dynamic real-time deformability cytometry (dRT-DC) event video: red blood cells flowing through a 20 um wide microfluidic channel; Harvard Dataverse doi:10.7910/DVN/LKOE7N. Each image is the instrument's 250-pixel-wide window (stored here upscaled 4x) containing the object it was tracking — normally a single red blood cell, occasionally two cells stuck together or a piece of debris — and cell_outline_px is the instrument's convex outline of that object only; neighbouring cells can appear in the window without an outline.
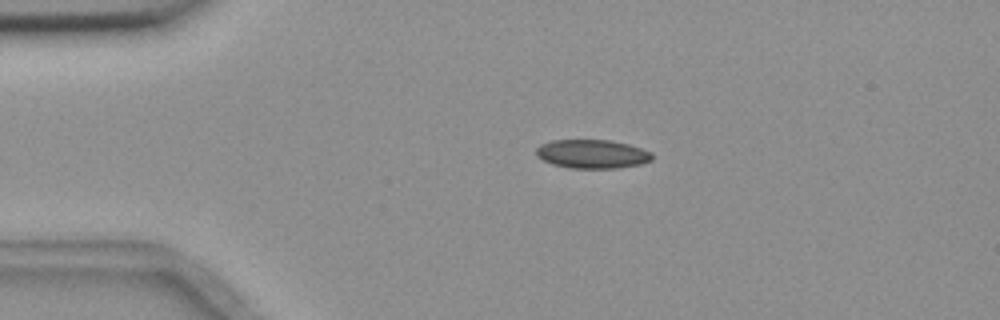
{"species": "common noctule bat (a hibernating species)", "species_latin": "Nyctalus noctula", "temperature_condition": "room temperature", "stored_images_in_passage": 6, "camera_frame_rate_fps": 3000, "um_per_image_px": 0.085, "animal": {"sex": "female", "body_mass_g": 18.4}, "frame": {"image": 1, "passage_image": 2, "time_ms": 2.333, "image_size_px": [1000, 320], "cell_outline_px": [[652, 160], [640, 164], [616, 168], [572, 168], [552, 164], [536, 156], [536, 148], [540, 144], [552, 140], [612, 140], [628, 144], [652, 152]], "centroid_in_image_um": [50.33, 13.08], "position_along_channel_um": 34.7, "area_um2": 19.42}}
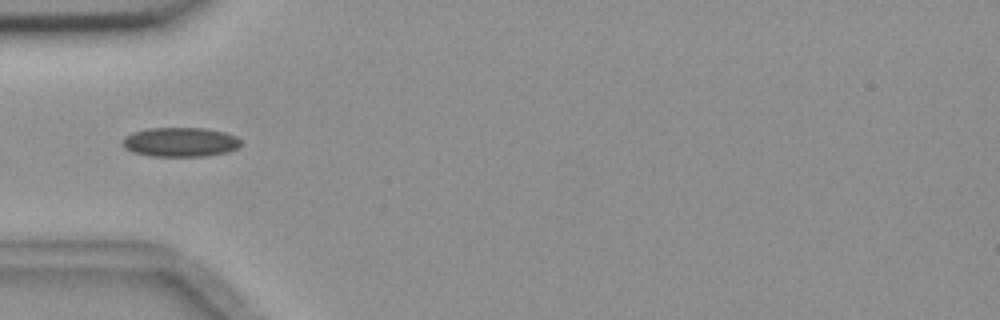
{"frame": {"image": 2, "passage_image": 4, "time_ms": 4.333, "image_size_px": [1000, 320], "cell_outline_px": [[240, 144], [236, 148], [228, 152], [204, 156], [152, 156], [132, 152], [124, 148], [124, 136], [132, 132], [148, 128], [204, 128], [224, 132], [236, 136], [240, 140]], "centroid_in_image_um": [15.31, 12.07], "position_along_channel_um": 69.7, "area_um2": 20.17}}
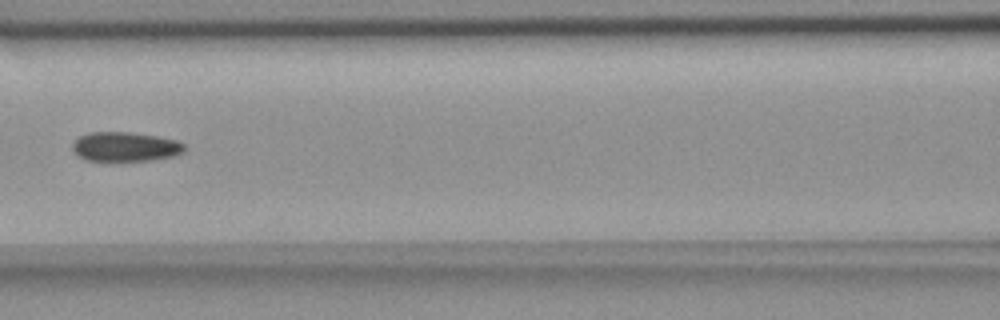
{"frame": {"image": 3, "passage_image": 6, "time_ms": 6.667, "image_size_px": [1000, 320], "cell_outline_px": [[184, 152], [176, 156], [152, 160], [84, 160], [72, 148], [72, 144], [80, 136], [88, 132], [128, 132], [156, 136], [176, 140], [184, 144]], "centroid_in_image_um": [10.67, 12.46], "position_along_channel_um": 155.9, "area_um2": 19.02}}